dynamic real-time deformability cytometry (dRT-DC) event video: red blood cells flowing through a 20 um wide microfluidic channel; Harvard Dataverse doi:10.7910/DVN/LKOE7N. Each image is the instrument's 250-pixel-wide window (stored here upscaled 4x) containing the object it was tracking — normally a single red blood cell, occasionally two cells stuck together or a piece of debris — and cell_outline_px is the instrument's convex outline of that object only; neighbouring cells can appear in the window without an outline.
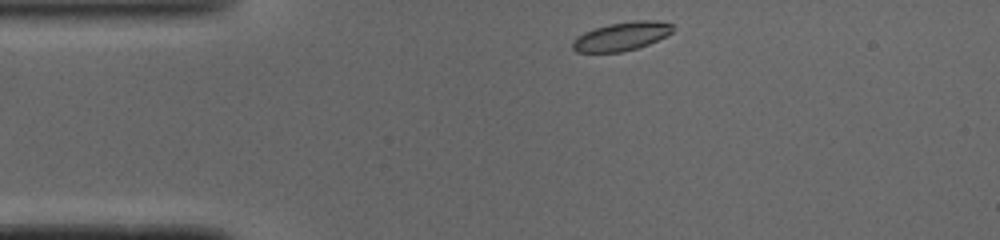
{"species": "common noctule bat (a hibernating species)", "species_latin": "Nyctalus noctula", "temperature_condition": "cold", "stored_images_in_passage": 41, "camera_frame_rate_fps": 3000, "um_per_image_px": 0.085, "animal": {"sex": "male", "body_mass_g": 19.0, "forearm_length_mm": 50.8}, "frame": {"image": 1, "passage_image": 1, "time_ms": 0.0, "image_size_px": [1000, 240], "cell_outline_px": [[672, 32], [648, 44], [636, 48], [620, 52], [576, 52], [572, 48], [572, 40], [576, 36], [584, 32], [608, 24], [632, 20], [656, 20], [672, 24]], "centroid_in_image_um": [52.78, 3.08], "position_along_channel_um": 32.2, "area_um2": 16.59}}
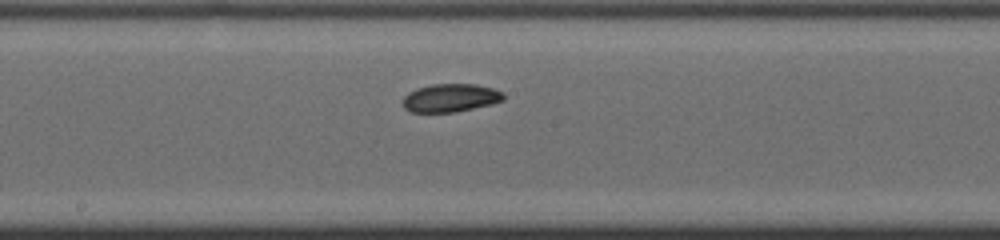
{"frame": {"image": 2, "passage_image": 17, "time_ms": 5.333, "image_size_px": [1000, 240], "cell_outline_px": [[504, 100], [492, 104], [456, 112], [412, 112], [404, 108], [400, 104], [404, 96], [408, 92], [416, 88], [432, 84], [476, 84], [492, 88], [504, 92]], "centroid_in_image_um": [38.27, 8.32], "position_along_channel_um": 209.9, "area_um2": 16.76}}
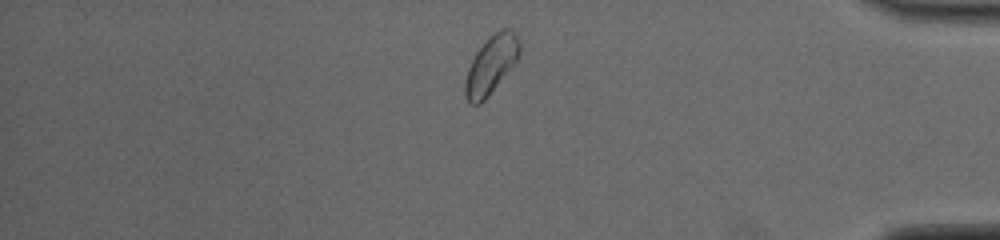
{"frame": {"image": 3, "passage_image": 33, "time_ms": 10.667, "image_size_px": [1000, 240], "cell_outline_px": [[520, 52], [516, 60], [488, 96], [480, 104], [468, 104], [464, 92], [464, 84], [468, 68], [476, 52], [488, 36], [500, 28], [512, 28], [520, 40]], "centroid_in_image_um": [41.73, 5.47], "position_along_channel_um": 393.5, "area_um2": 18.38}, "authors_computed_cell_mechanics": {"area_um2": 16.9354, "velocity_mm_per_s": 4.0436, "shape_relaxation_time_tau1_ms": 2.6508, "shape_relaxation_time_tau2_ms": null, "deformation_change_tau1": 0.0828, "deformation_change_tau2": null}}